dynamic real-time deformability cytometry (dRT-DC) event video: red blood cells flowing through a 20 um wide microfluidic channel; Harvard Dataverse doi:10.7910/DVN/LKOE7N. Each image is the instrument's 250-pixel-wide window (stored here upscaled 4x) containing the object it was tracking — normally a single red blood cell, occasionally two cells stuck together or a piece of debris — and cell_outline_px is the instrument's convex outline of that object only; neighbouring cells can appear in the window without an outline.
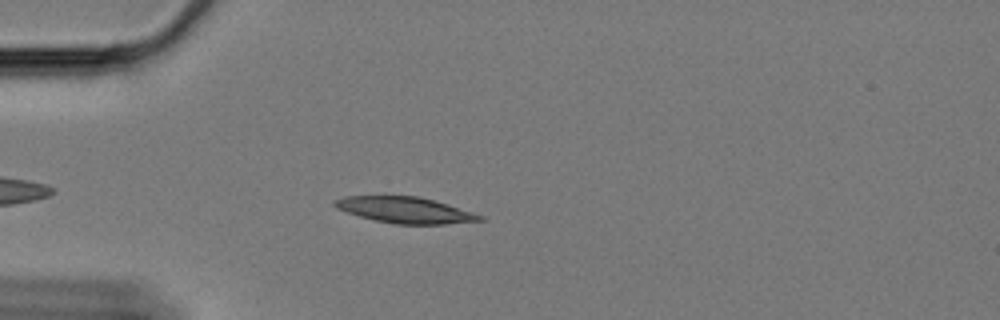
{"species": "Egyptian fruit bat (a non-hibernating species)", "species_latin": "Rousettus aegyptiacus", "temperature_condition": "cold", "stored_images_in_passage": 45, "camera_frame_rate_fps": 3000, "um_per_image_px": 0.085, "animal": {"sex": "female"}, "frame": {"image": 1, "passage_image": 6, "time_ms": 1.667, "image_size_px": [1000, 320], "cell_outline_px": [[484, 220], [444, 224], [396, 224], [376, 220], [360, 216], [336, 208], [332, 204], [332, 200], [344, 196], [416, 196], [448, 204], [484, 216]], "centroid_in_image_um": [34.41, 17.85], "position_along_channel_um": 50.6, "area_um2": 21.85}}
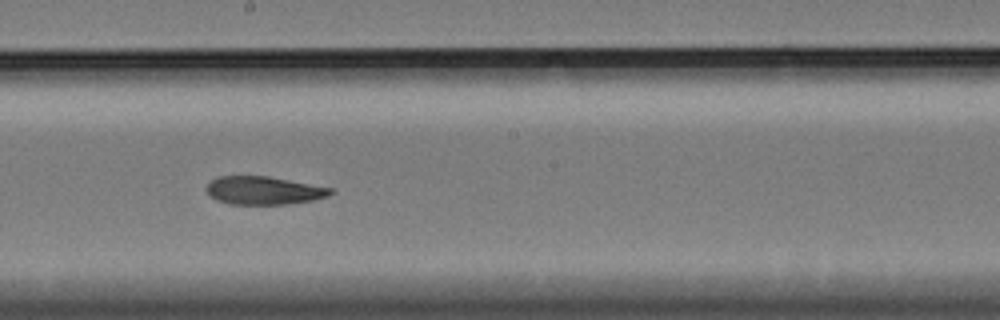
{"frame": {"image": 2, "passage_image": 23, "time_ms": 7.333, "image_size_px": [1000, 320], "cell_outline_px": [[336, 192], [328, 196], [312, 200], [288, 204], [232, 204], [216, 200], [208, 192], [208, 184], [216, 176], [268, 176], [332, 188]], "centroid_in_image_um": [22.45, 16.19], "position_along_channel_um": 225.7, "area_um2": 20.17}}
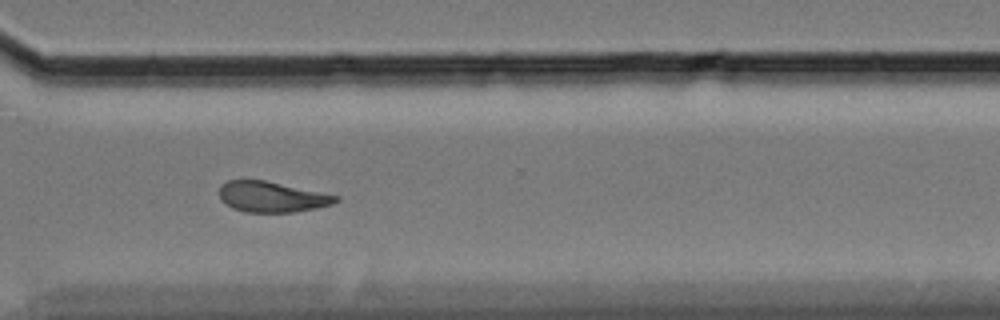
{"frame": {"image": 3, "passage_image": 34, "time_ms": 11.0, "image_size_px": [1000, 320], "cell_outline_px": [[340, 200], [332, 204], [316, 208], [292, 212], [244, 212], [232, 208], [224, 204], [220, 200], [220, 188], [228, 180], [264, 180], [340, 196]], "centroid_in_image_um": [23.1, 16.74], "position_along_channel_um": 347.5, "area_um2": 20.69}, "authors_computed_cell_mechanics": {"area_um2": 21.9062, "velocity_mm_per_s": 3.3263, "shape_relaxation_time_tau1_ms": 6.8544, "shape_relaxation_time_tau2_ms": 4.9597, "deformation_change_tau1": 0.1596, "deformation_change_tau2": 0.1169}}